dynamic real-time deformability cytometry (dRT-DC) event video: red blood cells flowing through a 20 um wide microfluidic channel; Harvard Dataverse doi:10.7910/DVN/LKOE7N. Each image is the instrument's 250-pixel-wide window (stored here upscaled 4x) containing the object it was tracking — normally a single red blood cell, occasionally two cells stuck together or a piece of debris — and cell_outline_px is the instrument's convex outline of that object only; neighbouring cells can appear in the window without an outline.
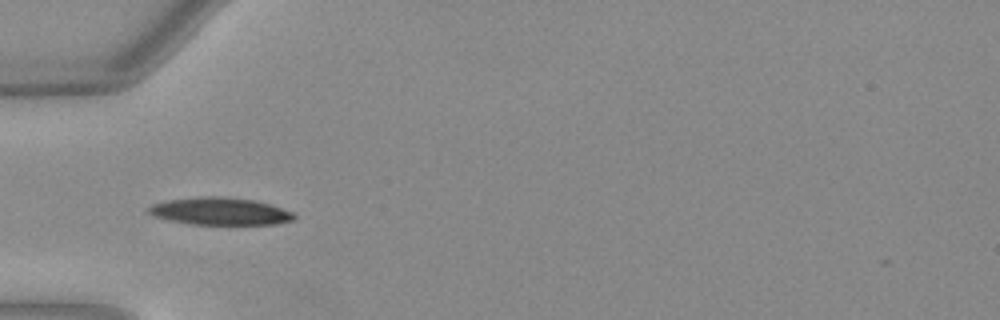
{"species": "Egyptian fruit bat (a non-hibernating species)", "species_latin": "Rousettus aegyptiacus", "temperature_condition": "warm", "stored_images_in_passage": 10, "camera_frame_rate_fps": 3000, "um_per_image_px": 0.085, "animal": {"sex": "female"}, "frame": {"image": 1, "passage_image": 4, "time_ms": 1.0, "image_size_px": [1000, 320], "cell_outline_px": [[296, 216], [292, 220], [276, 224], [192, 224], [152, 216], [148, 212], [148, 208], [152, 204], [168, 200], [200, 196], [224, 196], [256, 200], [272, 204], [292, 212]], "centroid_in_image_um": [18.72, 17.94], "position_along_channel_um": 66.3, "area_um2": 23.24}}
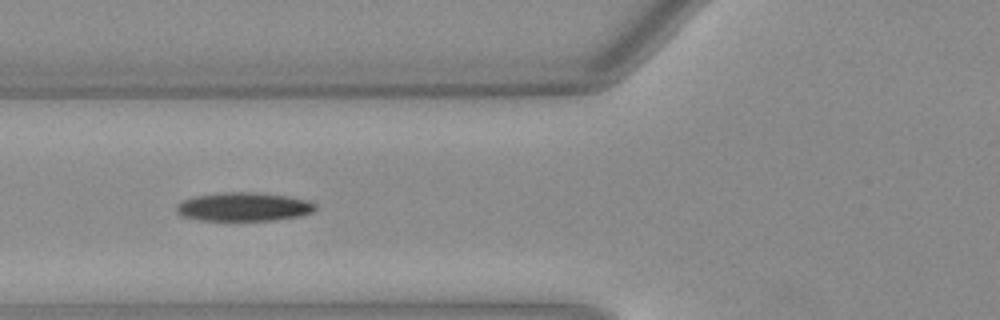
{"frame": {"image": 2, "passage_image": 7, "time_ms": 2.0, "image_size_px": [1000, 320], "cell_outline_px": [[316, 208], [312, 212], [300, 216], [272, 220], [196, 220], [180, 216], [176, 212], [176, 204], [184, 200], [196, 196], [224, 192], [256, 192], [284, 196], [308, 200], [316, 204]], "centroid_in_image_um": [20.68, 17.58], "position_along_channel_um": 105.1, "area_um2": 23.18}}